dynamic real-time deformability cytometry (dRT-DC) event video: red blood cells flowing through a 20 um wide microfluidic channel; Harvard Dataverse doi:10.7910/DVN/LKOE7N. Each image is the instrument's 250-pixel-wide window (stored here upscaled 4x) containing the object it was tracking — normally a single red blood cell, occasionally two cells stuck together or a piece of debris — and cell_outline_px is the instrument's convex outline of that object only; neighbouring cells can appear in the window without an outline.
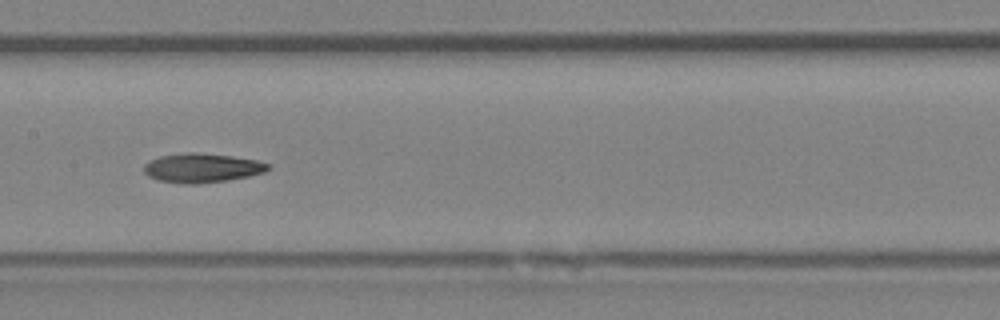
{"species": "Egyptian fruit bat (a non-hibernating species)", "species_latin": "Rousettus aegyptiacus", "temperature_condition": "room temperature", "stored_images_in_passage": 35, "camera_frame_rate_fps": 3000, "um_per_image_px": 0.085, "animal": {"sex": "female"}, "frame": {"image": 1, "passage_image": 11, "time_ms": 3.333, "image_size_px": [1000, 320], "cell_outline_px": [[272, 168], [264, 172], [248, 176], [228, 180], [200, 184], [180, 184], [160, 180], [148, 176], [144, 172], [144, 164], [148, 160], [160, 156], [184, 152], [196, 152], [232, 156], [256, 160], [268, 164]], "centroid_in_image_um": [17.14, 14.27], "position_along_channel_um": 190.3, "area_um2": 21.27}}
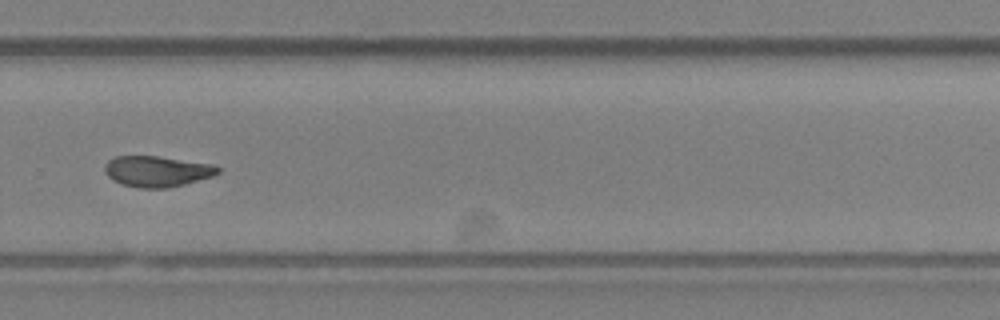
{"frame": {"image": 2, "passage_image": 20, "time_ms": 6.333, "image_size_px": [1000, 320], "cell_outline_px": [[220, 172], [212, 176], [184, 184], [168, 188], [140, 188], [120, 184], [112, 180], [104, 172], [104, 164], [108, 160], [116, 156], [156, 156], [212, 164], [220, 168]], "centroid_in_image_um": [13.3, 14.56], "position_along_channel_um": 316.5, "area_um2": 20.35}, "authors_computed_cell_mechanics": {"area_um2": 20.4034, "velocity_mm_per_s": 4.2078, "shape_relaxation_time_tau1_ms": null, "shape_relaxation_time_tau2_ms": 9.3418, "deformation_change_tau1": null, "deformation_change_tau2": 0.1962}}